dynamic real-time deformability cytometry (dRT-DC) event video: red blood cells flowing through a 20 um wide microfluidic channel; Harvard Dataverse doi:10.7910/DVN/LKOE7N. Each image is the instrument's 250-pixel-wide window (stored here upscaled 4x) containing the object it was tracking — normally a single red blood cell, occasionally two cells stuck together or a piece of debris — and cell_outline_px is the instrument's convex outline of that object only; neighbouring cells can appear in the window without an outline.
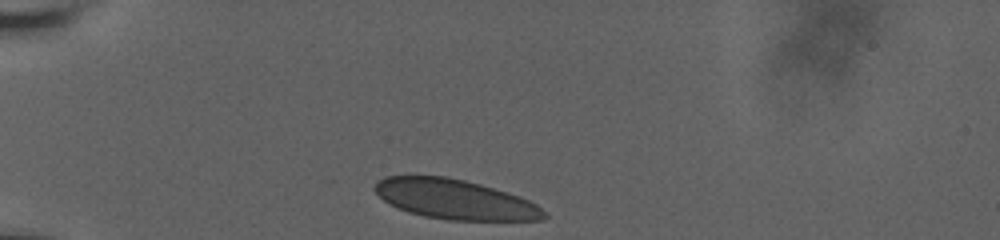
{"species": "human", "species_latin": "Homo sapiens", "temperature_condition": "room temperature", "stored_images_in_passage": 30, "camera_frame_rate_fps": 3000, "um_per_image_px": 0.085, "donor": {"sex": "male"}, "frame": {"image": 1, "passage_image": 1, "time_ms": 0.0, "image_size_px": [1000, 240], "cell_outline_px": [[548, 216], [544, 220], [448, 220], [424, 216], [408, 212], [396, 208], [388, 204], [372, 188], [376, 180], [384, 176], [444, 176], [464, 180], [480, 184], [520, 196], [536, 204]], "centroid_in_image_um": [38.63, 16.94], "position_along_channel_um": 46.4, "area_um2": 39.3}}
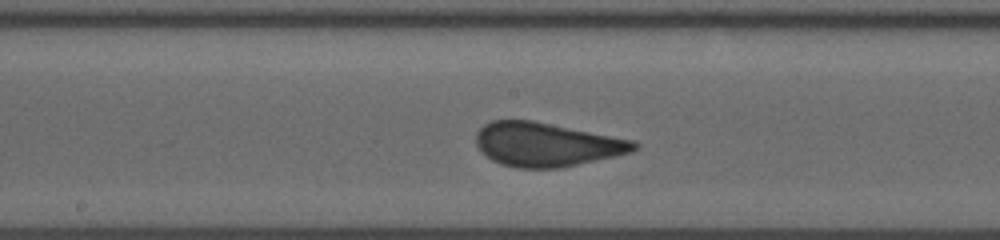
{"frame": {"image": 2, "passage_image": 13, "time_ms": 5.333, "image_size_px": [1000, 240], "cell_outline_px": [[640, 144], [632, 152], [616, 156], [560, 168], [516, 168], [500, 164], [492, 160], [476, 144], [476, 132], [484, 124], [492, 120], [532, 120], [632, 140]], "centroid_in_image_um": [46.44, 12.28], "position_along_channel_um": 201.8, "area_um2": 40.17}}
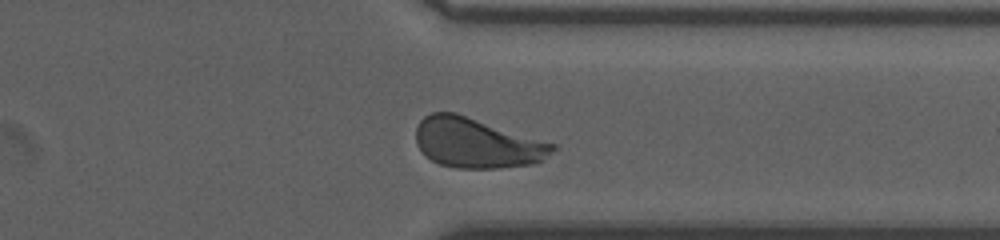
{"frame": {"image": 3, "passage_image": 26, "time_ms": 10.0, "image_size_px": [1000, 240], "cell_outline_px": [[556, 148], [544, 160], [532, 164], [500, 168], [456, 168], [440, 164], [424, 156], [416, 144], [416, 128], [420, 120], [424, 116], [432, 112], [456, 112], [556, 144]], "centroid_in_image_um": [40.51, 12.15], "position_along_channel_um": 370.9, "area_um2": 40.06}, "authors_computed_cell_mechanics": {"area_um2": 39.9976, "velocity_mm_per_s": 3.6291, "shape_relaxation_time_tau1_ms": 7.9911, "shape_relaxation_time_tau2_ms": null, "deformation_change_tau1": 0.1756, "deformation_change_tau2": null}}